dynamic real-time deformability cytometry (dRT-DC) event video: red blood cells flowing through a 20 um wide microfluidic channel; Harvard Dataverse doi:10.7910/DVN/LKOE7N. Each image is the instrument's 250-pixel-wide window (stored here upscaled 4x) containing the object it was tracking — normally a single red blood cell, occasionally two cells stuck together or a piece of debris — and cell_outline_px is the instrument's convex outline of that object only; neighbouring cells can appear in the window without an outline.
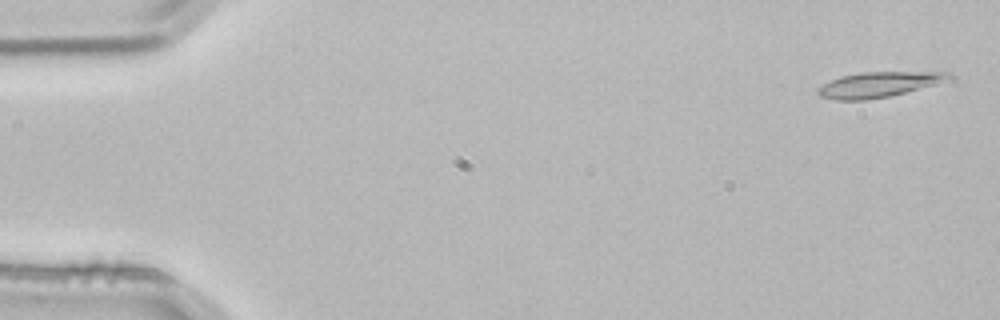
{"species": "common noctule bat (a hibernating species)", "species_latin": "Nyctalus noctula", "temperature_condition": "room temperature", "stored_images_in_passage": 3, "camera_frame_rate_fps": 3000, "um_per_image_px": 0.085, "animal": {"sex": "male", "body_mass_g": 21.5, "forearm_length_mm": 52.0}, "frame": {"image": 1, "passage_image": 1, "time_ms": 0.0, "image_size_px": [1000, 320], "cell_outline_px": [[956, 76], [952, 80], [888, 96], [864, 100], [836, 100], [820, 96], [816, 92], [816, 88], [840, 76], [860, 72], [952, 72]], "centroid_in_image_um": [74.73, 7.17], "position_along_channel_um": 10.3, "area_um2": 19.31}}
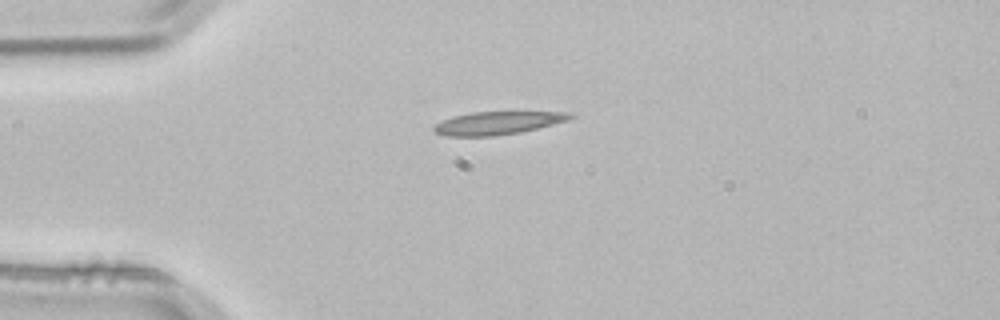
{"frame": {"image": 2, "passage_image": 3, "time_ms": 0.667, "image_size_px": [1000, 320], "cell_outline_px": [[576, 116], [568, 120], [520, 132], [492, 136], [448, 136], [436, 132], [432, 128], [436, 124], [452, 116], [472, 112], [512, 108], [572, 112]], "centroid_in_image_um": [42.45, 10.37], "position_along_channel_um": 42.6, "area_um2": 19.48}}